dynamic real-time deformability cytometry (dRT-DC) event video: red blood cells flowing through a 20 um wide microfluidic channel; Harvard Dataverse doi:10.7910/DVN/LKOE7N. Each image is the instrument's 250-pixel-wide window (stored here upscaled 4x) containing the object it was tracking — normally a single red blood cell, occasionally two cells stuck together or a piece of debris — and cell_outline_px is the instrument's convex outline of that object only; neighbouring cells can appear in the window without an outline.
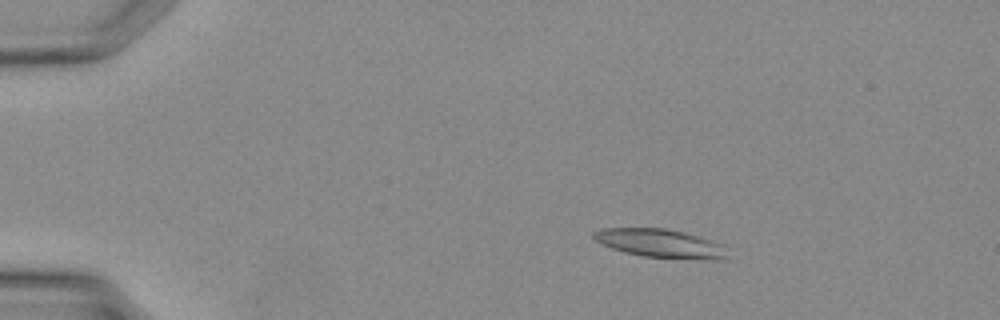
{"species": "Egyptian fruit bat (a non-hibernating species)", "species_latin": "Rousettus aegyptiacus", "temperature_condition": "warm", "stored_images_in_passage": 36, "camera_frame_rate_fps": 3000, "um_per_image_px": 0.085, "animal": {"sex": "female"}, "frame": {"image": 1, "passage_image": 6, "time_ms": 1.667, "image_size_px": [1000, 320], "cell_outline_px": [[728, 256], [724, 260], [712, 260], [644, 256], [624, 252], [612, 248], [596, 240], [592, 236], [592, 232], [600, 228], [664, 228], [712, 240], [724, 244]], "centroid_in_image_um": [56.16, 20.69], "position_along_channel_um": 28.8, "area_um2": 22.14}}
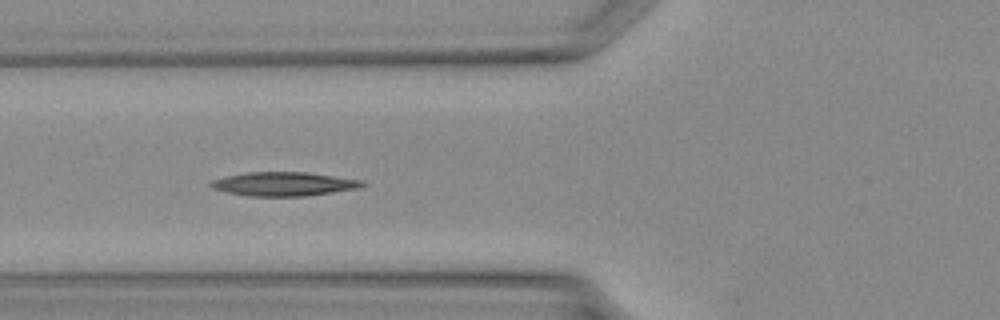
{"frame": {"image": 2, "passage_image": 14, "time_ms": 4.333, "image_size_px": [1000, 320], "cell_outline_px": [[364, 184], [356, 188], [308, 196], [248, 196], [228, 192], [212, 188], [208, 184], [212, 180], [224, 176], [248, 172], [308, 172], [364, 180]], "centroid_in_image_um": [24.09, 15.63], "position_along_channel_um": 101.7, "area_um2": 21.04}}
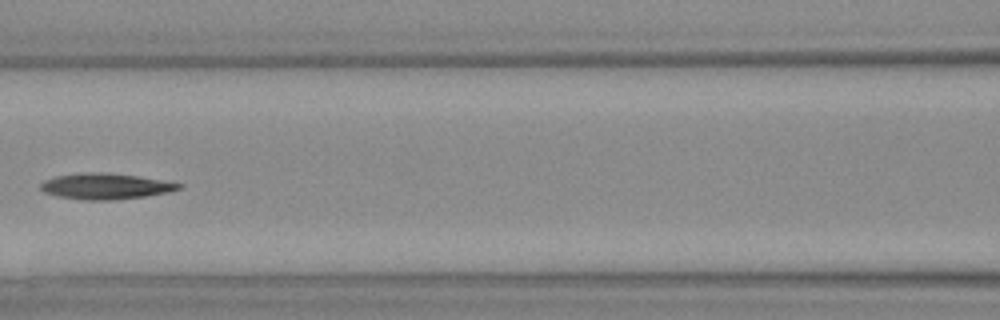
{"frame": {"image": 3, "passage_image": 17, "time_ms": 5.333, "image_size_px": [1000, 320], "cell_outline_px": [[184, 184], [180, 188], [168, 192], [144, 196], [112, 200], [88, 200], [60, 196], [44, 192], [40, 188], [40, 184], [44, 180], [56, 176], [84, 172], [100, 172], [136, 176]], "centroid_in_image_um": [8.94, 15.83], "position_along_channel_um": 157.7, "area_um2": 20.46}}